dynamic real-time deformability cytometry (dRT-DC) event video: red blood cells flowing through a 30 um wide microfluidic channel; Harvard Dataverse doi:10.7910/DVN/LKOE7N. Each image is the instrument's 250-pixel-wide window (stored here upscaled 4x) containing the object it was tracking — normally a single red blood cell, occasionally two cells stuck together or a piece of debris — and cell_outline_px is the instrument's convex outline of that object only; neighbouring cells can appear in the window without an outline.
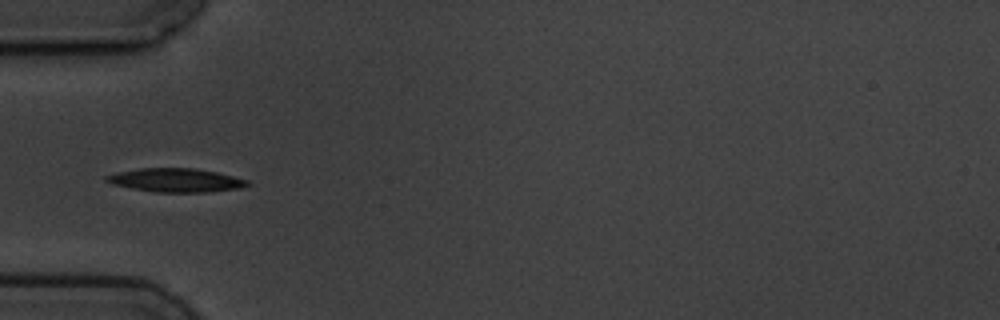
{"species": "common noctule bat (a hibernating species)", "species_latin": "Nyctalus noctula", "temperature_condition": "cold", "stored_images_in_passage": 5, "camera_frame_rate_fps": 3000, "um_per_image_px": 0.085, "animal": {"sex": "male", "body_mass_g": 19.5, "forearm_length_mm": 54.6}, "frame": {"image": 1, "passage_image": 4, "time_ms": 4.667, "image_size_px": [1000, 320], "cell_outline_px": [[252, 184], [240, 188], [208, 192], [156, 192], [132, 188], [112, 184], [104, 180], [104, 176], [116, 172], [140, 168], [192, 168], [216, 172], [248, 180]], "centroid_in_image_um": [14.93, 15.31], "position_along_channel_um": 70.1, "area_um2": 19.42}}
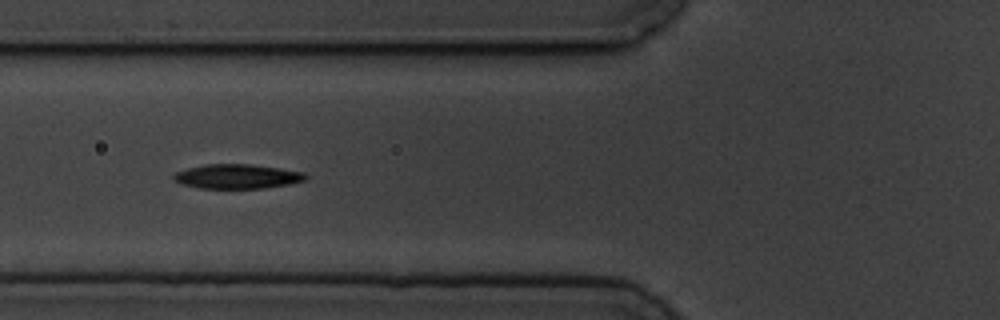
{"frame": {"image": 2, "passage_image": 5, "time_ms": 5.667, "image_size_px": [1000, 320], "cell_outline_px": [[308, 176], [304, 180], [288, 184], [264, 188], [200, 188], [184, 184], [172, 180], [172, 176], [176, 172], [188, 168], [204, 164], [252, 164], [280, 168], [304, 172]], "centroid_in_image_um": [20.15, 14.99], "position_along_channel_um": 105.6, "area_um2": 18.73}}